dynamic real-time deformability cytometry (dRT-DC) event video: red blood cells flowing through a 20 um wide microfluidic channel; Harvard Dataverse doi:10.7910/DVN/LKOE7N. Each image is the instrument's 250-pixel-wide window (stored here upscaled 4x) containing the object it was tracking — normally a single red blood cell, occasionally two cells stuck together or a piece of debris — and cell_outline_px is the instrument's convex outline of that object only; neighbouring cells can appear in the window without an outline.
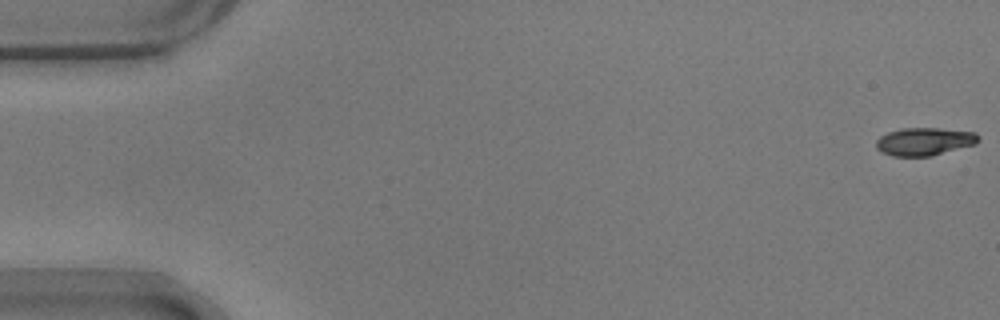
{"species": "common noctule bat (a hibernating species)", "species_latin": "Nyctalus noctula", "temperature_condition": "warm", "stored_images_in_passage": 9, "camera_frame_rate_fps": 3000, "um_per_image_px": 0.085, "animal": {"sex": "male", "body_mass_g": 17.9}, "frame": {"image": 1, "passage_image": 1, "time_ms": 0.0, "image_size_px": [1000, 320], "cell_outline_px": [[980, 140], [976, 144], [932, 156], [892, 156], [880, 152], [876, 148], [876, 140], [880, 136], [888, 132], [900, 128], [940, 128], [976, 132], [980, 136]], "centroid_in_image_um": [78.58, 12.02], "position_along_channel_um": 6.4, "area_um2": 16.88}}